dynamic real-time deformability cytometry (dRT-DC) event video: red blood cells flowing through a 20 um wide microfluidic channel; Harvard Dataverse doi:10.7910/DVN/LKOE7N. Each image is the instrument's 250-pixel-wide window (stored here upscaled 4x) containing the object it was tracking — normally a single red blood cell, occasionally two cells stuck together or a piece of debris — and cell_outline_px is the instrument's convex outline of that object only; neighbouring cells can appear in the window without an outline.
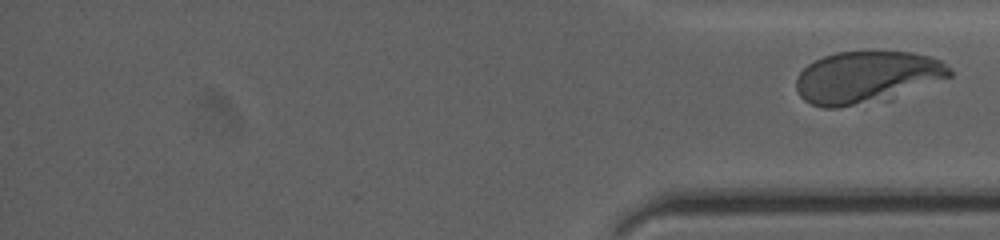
{"species": "human", "species_latin": "Homo sapiens", "temperature_condition": "cold", "stored_images_in_passage": 41, "segment_of_instrument_passage": [2, 2], "camera_frame_rate_fps": 3000, "um_per_image_px": 0.085, "donor": {"sex": "female"}, "frame": {"image": 1, "passage_image": 41, "time_ms": 20.0, "image_size_px": [1000, 240], "cell_outline_px": [[952, 76], [892, 100], [836, 108], [824, 108], [812, 104], [804, 100], [800, 96], [796, 88], [796, 80], [800, 72], [808, 64], [824, 56], [836, 52], [912, 52], [928, 56], [940, 60], [952, 68]], "centroid_in_image_um": [73.72, 6.59], "position_along_channel_um": 361.5, "area_um2": 47.05}}